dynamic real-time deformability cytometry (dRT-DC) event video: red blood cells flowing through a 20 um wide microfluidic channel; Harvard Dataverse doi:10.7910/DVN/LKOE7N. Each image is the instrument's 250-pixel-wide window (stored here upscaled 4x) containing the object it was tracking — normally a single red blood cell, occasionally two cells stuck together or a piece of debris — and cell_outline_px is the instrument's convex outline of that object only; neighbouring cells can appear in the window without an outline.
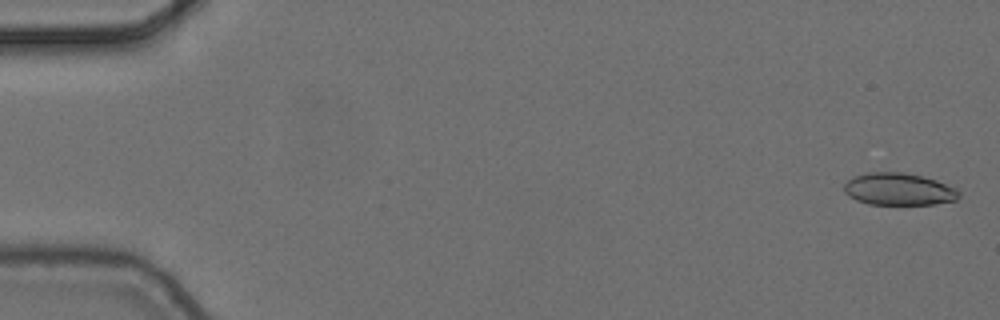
{"species": "common noctule bat (a hibernating species)", "species_latin": "Nyctalus noctula", "temperature_condition": "cold", "stored_images_in_passage": 5, "camera_frame_rate_fps": 3000, "um_per_image_px": 0.085, "animal": {"sex": "female", "body_mass_g": 24.6, "forearm_length_mm": 56.2}, "frame": {"image": 1, "passage_image": 1, "time_ms": 0.0, "image_size_px": [1000, 320], "cell_outline_px": [[960, 196], [956, 200], [936, 204], [868, 204], [856, 200], [848, 196], [844, 192], [844, 184], [852, 176], [868, 172], [904, 172], [924, 176], [960, 188]], "centroid_in_image_um": [76.42, 16.07], "position_along_channel_um": 8.6, "area_um2": 21.96}}
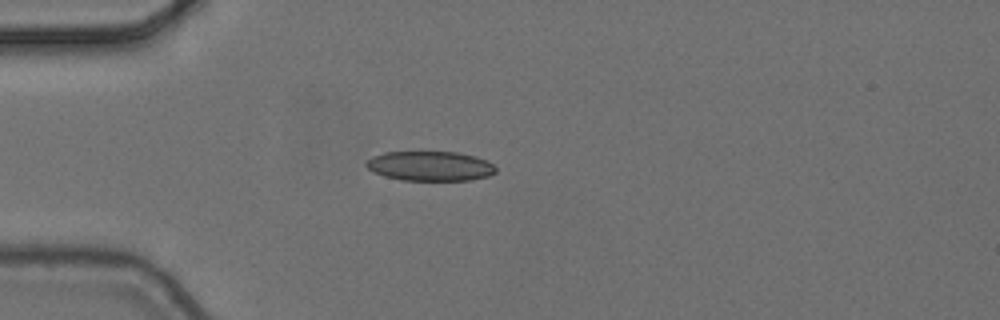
{"frame": {"image": 2, "passage_image": 5, "time_ms": 1.333, "image_size_px": [1000, 320], "cell_outline_px": [[496, 172], [488, 176], [472, 180], [400, 180], [384, 176], [372, 172], [364, 164], [372, 156], [384, 152], [420, 148], [456, 152], [476, 156], [488, 160], [496, 168]], "centroid_in_image_um": [36.52, 14.06], "position_along_channel_um": 48.5, "area_um2": 23.58}}